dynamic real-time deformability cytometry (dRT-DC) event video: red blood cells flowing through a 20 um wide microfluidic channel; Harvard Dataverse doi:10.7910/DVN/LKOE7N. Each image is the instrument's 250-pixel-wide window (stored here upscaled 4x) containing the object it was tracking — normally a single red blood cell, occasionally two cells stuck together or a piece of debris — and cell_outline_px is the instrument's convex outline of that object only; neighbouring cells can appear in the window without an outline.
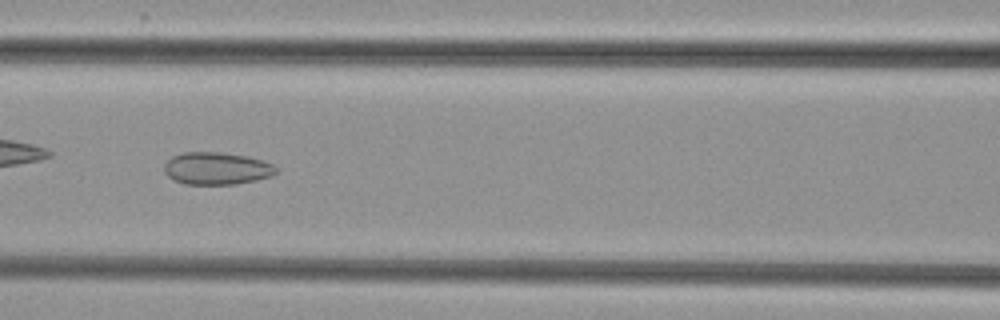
{"species": "common noctule bat (a hibernating species)", "species_latin": "Nyctalus noctula", "temperature_condition": "cold", "stored_images_in_passage": 7, "camera_frame_rate_fps": 3000, "um_per_image_px": 0.085, "animal": {"sex": "female", "body_mass_g": 29.2, "forearm_length_mm": 56.3}, "frame": {"image": 1, "passage_image": 6, "time_ms": 6.667, "image_size_px": [1000, 320], "cell_outline_px": [[276, 172], [272, 176], [256, 180], [236, 184], [184, 184], [168, 176], [164, 172], [164, 164], [172, 156], [184, 152], [220, 152], [248, 156], [272, 164], [276, 168]], "centroid_in_image_um": [18.4, 14.31], "position_along_channel_um": 148.2, "area_um2": 21.04}}
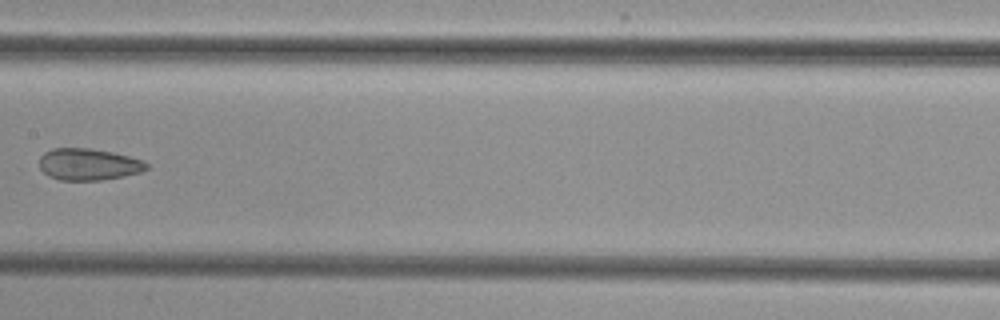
{"frame": {"image": 2, "passage_image": 7, "time_ms": 8.0, "image_size_px": [1000, 320], "cell_outline_px": [[148, 168], [140, 172], [124, 176], [100, 180], [60, 180], [48, 176], [40, 168], [40, 156], [44, 152], [52, 148], [88, 148], [112, 152], [144, 160], [148, 164]], "centroid_in_image_um": [7.52, 13.97], "position_along_channel_um": 199.9, "area_um2": 19.83}}